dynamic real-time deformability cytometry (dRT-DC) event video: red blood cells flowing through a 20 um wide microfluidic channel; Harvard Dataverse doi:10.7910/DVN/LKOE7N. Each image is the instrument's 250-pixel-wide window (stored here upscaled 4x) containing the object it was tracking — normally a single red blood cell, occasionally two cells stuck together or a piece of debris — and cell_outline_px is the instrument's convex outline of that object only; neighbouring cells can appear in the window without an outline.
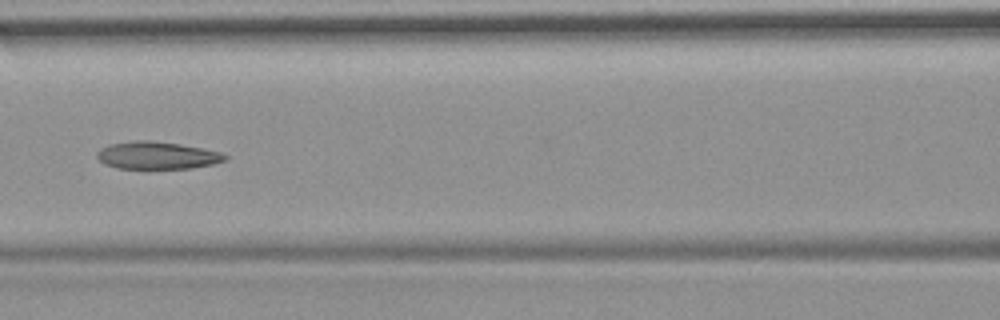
{"species": "common noctule bat (a hibernating species)", "species_latin": "Nyctalus noctula", "temperature_condition": "room temperature", "stored_images_in_passage": 9, "camera_frame_rate_fps": 3000, "um_per_image_px": 0.085, "animal": {"sex": "female", "body_mass_g": 19.9}, "frame": {"image": 1, "passage_image": 7, "time_ms": 8.0, "image_size_px": [1000, 320], "cell_outline_px": [[228, 160], [212, 164], [192, 168], [116, 168], [104, 164], [96, 156], [96, 152], [100, 148], [108, 144], [136, 140], [148, 140], [180, 144], [204, 148], [220, 152], [228, 156]], "centroid_in_image_um": [13.35, 13.2], "position_along_channel_um": 153.3, "area_um2": 20.58}}
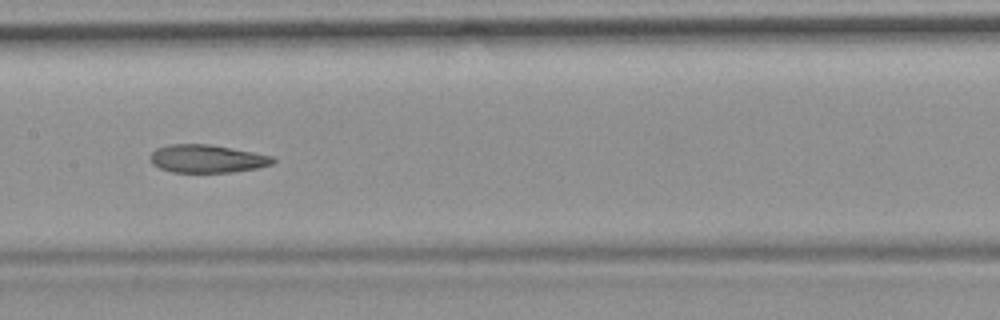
{"frame": {"image": 2, "passage_image": 8, "time_ms": 9.0, "image_size_px": [1000, 320], "cell_outline_px": [[276, 160], [272, 164], [256, 168], [232, 172], [172, 172], [160, 168], [152, 164], [148, 160], [148, 156], [156, 148], [168, 144], [208, 144], [252, 152], [272, 156]], "centroid_in_image_um": [17.53, 13.49], "position_along_channel_um": 189.9, "area_um2": 20.0}}